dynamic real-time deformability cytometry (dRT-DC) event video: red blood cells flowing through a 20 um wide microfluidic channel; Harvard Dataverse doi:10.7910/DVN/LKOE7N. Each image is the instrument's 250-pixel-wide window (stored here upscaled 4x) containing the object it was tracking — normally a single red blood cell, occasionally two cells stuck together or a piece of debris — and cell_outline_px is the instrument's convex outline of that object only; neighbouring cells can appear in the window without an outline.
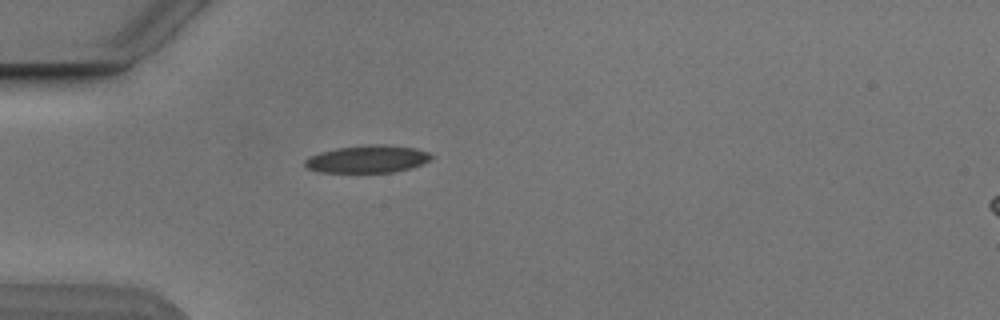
{"species": "Egyptian fruit bat (a non-hibernating species)", "species_latin": "Rousettus aegyptiacus", "temperature_condition": "cold", "stored_images_in_passage": 1, "camera_frame_rate_fps": 3000, "um_per_image_px": 0.085, "animal": {"sex": "male"}, "frame": {"image": 1, "passage_image": 1, "time_ms": 0.0, "image_size_px": [1000, 320], "cell_outline_px": [[436, 156], [432, 160], [408, 168], [392, 172], [320, 172], [308, 168], [304, 164], [304, 160], [308, 156], [320, 152], [336, 148], [368, 144], [388, 144], [416, 148], [428, 152]], "centroid_in_image_um": [31.25, 13.5], "position_along_channel_um": 53.7, "area_um2": 20.4}}